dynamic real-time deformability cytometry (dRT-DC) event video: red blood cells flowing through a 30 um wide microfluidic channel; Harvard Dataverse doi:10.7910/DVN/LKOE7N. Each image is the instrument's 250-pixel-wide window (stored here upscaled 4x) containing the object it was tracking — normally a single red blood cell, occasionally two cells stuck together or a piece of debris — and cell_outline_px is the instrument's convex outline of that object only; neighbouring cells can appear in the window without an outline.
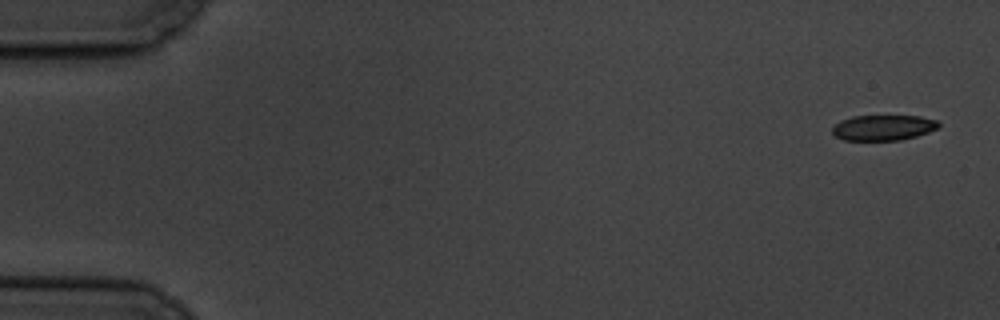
{"species": "common noctule bat (a hibernating species)", "species_latin": "Nyctalus noctula", "temperature_condition": "cold", "stored_images_in_passage": 7, "camera_frame_rate_fps": 3000, "um_per_image_px": 0.085, "animal": {"sex": "male", "body_mass_g": 19.5, "forearm_length_mm": 54.6}, "frame": {"image": 1, "passage_image": 1, "time_ms": 0.0, "image_size_px": [1000, 320], "cell_outline_px": [[940, 128], [916, 136], [900, 140], [844, 140], [836, 136], [832, 132], [832, 128], [840, 120], [852, 116], [920, 116], [936, 120], [940, 124]], "centroid_in_image_um": [75.09, 10.85], "position_along_channel_um": 9.9, "area_um2": 15.78}}
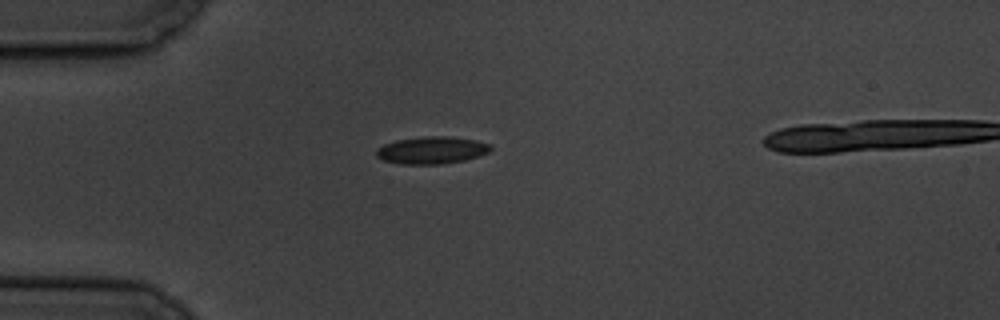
{"frame": {"image": 2, "passage_image": 5, "time_ms": 4.667, "image_size_px": [1000, 320], "cell_outline_px": [[492, 148], [488, 152], [464, 160], [440, 164], [400, 164], [384, 160], [376, 156], [376, 148], [384, 144], [396, 140], [424, 136], [448, 136], [476, 140], [492, 144]], "centroid_in_image_um": [36.68, 12.76], "position_along_channel_um": 48.3, "area_um2": 18.15}}
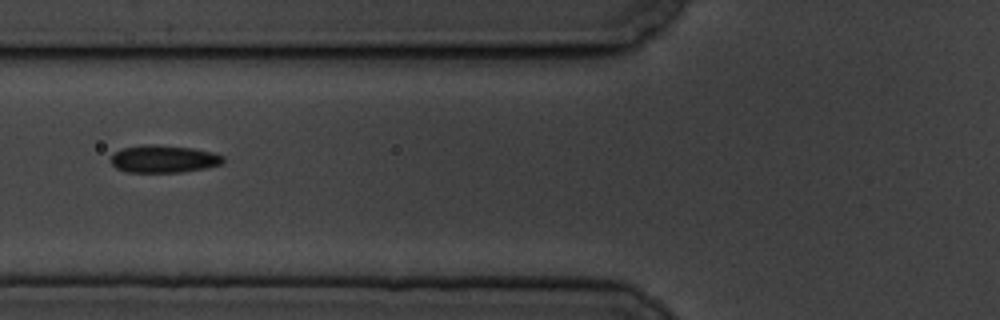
{"frame": {"image": 3, "passage_image": 7, "time_ms": 7.0, "image_size_px": [1000, 320], "cell_outline_px": [[224, 160], [220, 164], [204, 168], [180, 172], [128, 172], [116, 168], [112, 164], [112, 156], [116, 152], [124, 148], [144, 144], [156, 144], [192, 148], [212, 152], [224, 156]], "centroid_in_image_um": [13.92, 13.5], "position_along_channel_um": 111.9, "area_um2": 17.8}}